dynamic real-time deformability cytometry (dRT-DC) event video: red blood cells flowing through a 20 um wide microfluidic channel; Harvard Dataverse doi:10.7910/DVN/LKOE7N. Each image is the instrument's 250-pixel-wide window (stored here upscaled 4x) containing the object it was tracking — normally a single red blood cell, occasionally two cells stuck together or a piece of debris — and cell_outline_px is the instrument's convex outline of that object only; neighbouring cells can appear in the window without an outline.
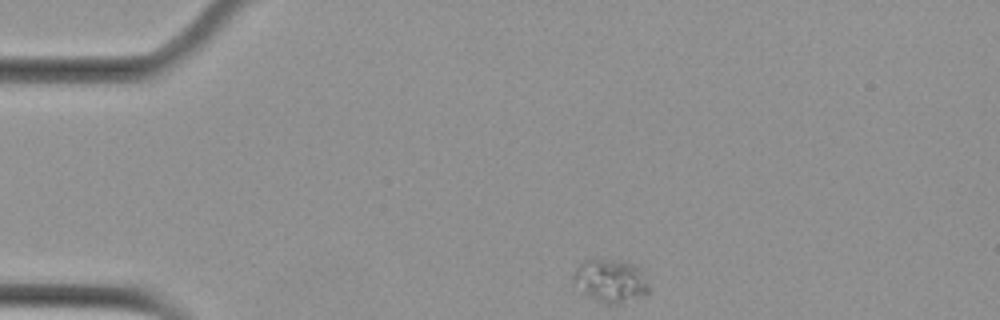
{"species": "Egyptian fruit bat (a non-hibernating species)", "species_latin": "Rousettus aegyptiacus", "temperature_condition": "cold", "stored_images_in_passage": 47, "camera_frame_rate_fps": 3000, "um_per_image_px": 0.085, "animal": {"sex": "female"}, "frame": {"image": 1, "passage_image": 1, "time_ms": 0.0, "image_size_px": [1000, 320], "cell_outline_px": [[648, 292], [644, 296], [624, 304], [604, 304], [596, 300], [572, 284], [572, 272], [584, 260], [616, 260], [640, 268], [648, 284]], "centroid_in_image_um": [51.87, 23.9], "position_along_channel_um": 33.1, "area_um2": 18.96}}
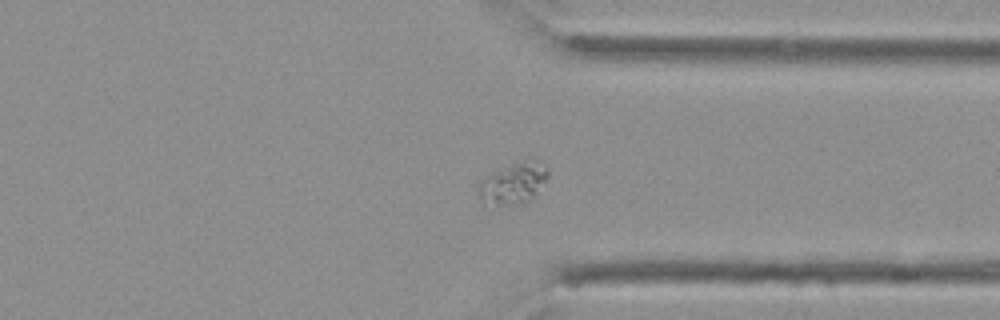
{"frame": {"image": 2, "passage_image": 34, "time_ms": 11.0, "image_size_px": [1000, 320], "cell_outline_px": [[548, 176], [532, 200], [524, 204], [480, 204], [476, 188], [488, 176], [512, 164], [536, 160], [548, 168]], "centroid_in_image_um": [43.62, 15.64], "position_along_channel_um": 367.8, "area_um2": 16.36}}
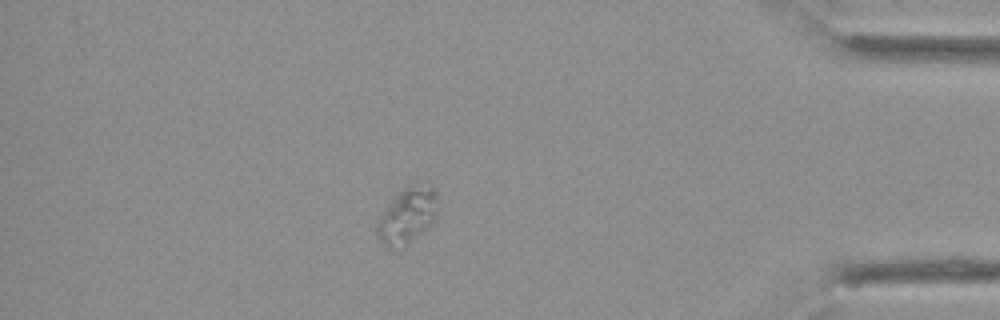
{"frame": {"image": 3, "passage_image": 40, "time_ms": 13.0, "image_size_px": [1000, 320], "cell_outline_px": [[436, 220], [432, 224], [408, 240], [392, 248], [384, 244], [376, 232], [376, 224], [380, 216], [392, 200], [408, 184], [420, 176], [428, 180], [436, 188]], "centroid_in_image_um": [34.7, 18.12], "position_along_channel_um": 400.5, "area_um2": 19.71}}